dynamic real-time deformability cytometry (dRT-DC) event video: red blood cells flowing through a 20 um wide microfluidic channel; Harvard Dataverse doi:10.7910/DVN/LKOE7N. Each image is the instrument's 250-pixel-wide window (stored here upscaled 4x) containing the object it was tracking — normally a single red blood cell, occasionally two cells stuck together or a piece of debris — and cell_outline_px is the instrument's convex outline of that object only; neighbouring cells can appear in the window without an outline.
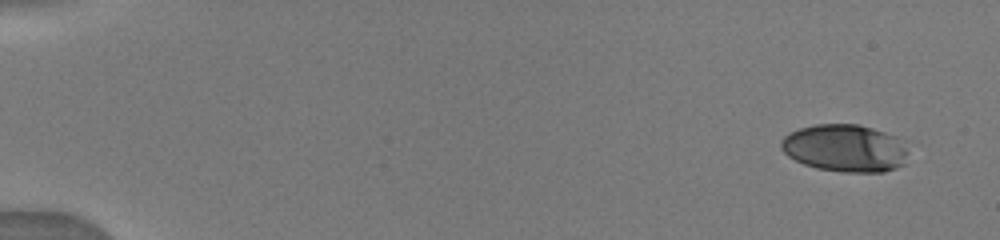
{"species": "human", "species_latin": "Homo sapiens", "temperature_condition": "warm", "stored_images_in_passage": 24, "camera_frame_rate_fps": 3000, "um_per_image_px": 0.085, "donor": {"sex": "male"}, "frame": {"image": 1, "passage_image": 1, "time_ms": 0.0, "image_size_px": [1000, 240], "cell_outline_px": [[908, 152], [904, 164], [896, 168], [884, 172], [840, 172], [816, 168], [804, 164], [788, 156], [780, 148], [780, 140], [784, 136], [800, 128], [816, 124], [856, 124], [872, 128], [896, 136]], "centroid_in_image_um": [71.81, 12.6], "position_along_channel_um": 13.2, "area_um2": 35.14}}
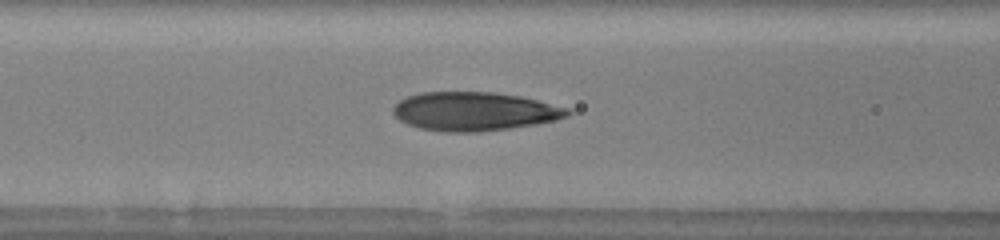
{"frame": {"image": 2, "passage_image": 13, "time_ms": 6.667, "image_size_px": [1000, 240], "cell_outline_px": [[572, 112], [568, 116], [556, 120], [536, 124], [508, 128], [476, 132], [444, 132], [420, 128], [408, 124], [400, 120], [392, 112], [392, 108], [400, 100], [408, 96], [420, 92], [492, 92], [520, 96], [572, 108]], "centroid_in_image_um": [40.35, 9.46], "position_along_channel_um": 126.2, "area_um2": 39.42}}
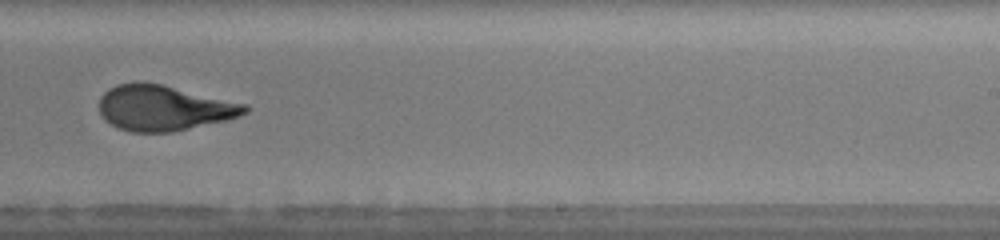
{"frame": {"image": 3, "passage_image": 21, "time_ms": 10.333, "image_size_px": [1000, 240], "cell_outline_px": [[252, 108], [248, 112], [240, 116], [228, 120], [172, 132], [132, 132], [120, 128], [104, 120], [100, 112], [100, 96], [108, 88], [116, 84], [132, 80], [140, 80], [164, 84], [248, 104]], "centroid_in_image_um": [13.95, 9.14], "position_along_channel_um": 275.1, "area_um2": 39.36}}